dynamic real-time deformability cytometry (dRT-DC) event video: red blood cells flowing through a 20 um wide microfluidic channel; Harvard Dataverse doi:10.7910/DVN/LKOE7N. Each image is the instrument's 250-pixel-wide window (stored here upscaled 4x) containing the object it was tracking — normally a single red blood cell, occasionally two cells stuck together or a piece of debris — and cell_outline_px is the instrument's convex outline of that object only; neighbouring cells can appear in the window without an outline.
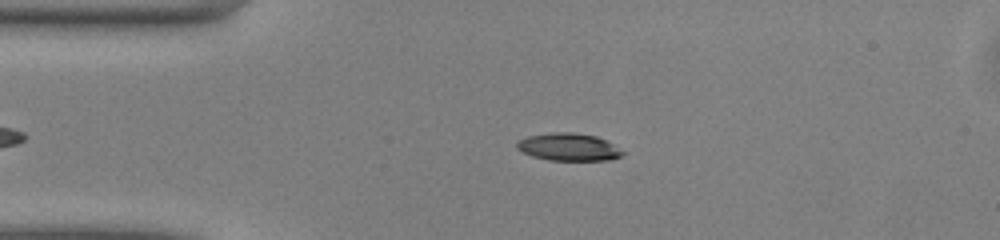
{"species": "common noctule bat (a hibernating species)", "species_latin": "Nyctalus noctula", "temperature_condition": "warm", "stored_images_in_passage": 37, "camera_frame_rate_fps": 3000, "um_per_image_px": 0.085, "animal": {"sex": "male", "body_mass_g": 13.0, "forearm_length_mm": 53.1}, "frame": {"image": 1, "passage_image": 3, "time_ms": 0.667, "image_size_px": [1000, 240], "cell_outline_px": [[624, 152], [620, 156], [608, 160], [548, 160], [532, 156], [516, 148], [516, 144], [520, 140], [528, 136], [552, 132], [572, 132], [596, 136], [612, 144]], "centroid_in_image_um": [48.3, 12.49], "position_along_channel_um": 36.7, "area_um2": 16.7}}
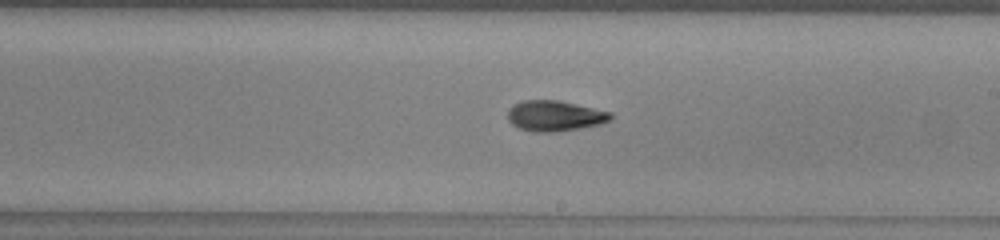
{"frame": {"image": 2, "passage_image": 20, "time_ms": 6.333, "image_size_px": [1000, 240], "cell_outline_px": [[612, 116], [608, 120], [600, 124], [580, 128], [552, 132], [532, 132], [520, 128], [512, 124], [508, 120], [508, 108], [512, 104], [524, 100], [560, 100], [612, 112]], "centroid_in_image_um": [47.12, 9.84], "position_along_channel_um": 241.9, "area_um2": 18.38}}
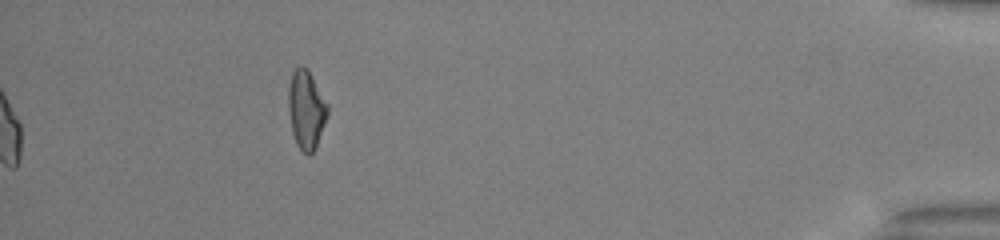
{"frame": {"image": 3, "passage_image": 37, "time_ms": 12.0, "image_size_px": [1000, 240], "cell_outline_px": [[328, 116], [316, 148], [308, 156], [296, 144], [292, 132], [288, 108], [288, 88], [292, 72], [296, 68], [308, 68], [328, 104]], "centroid_in_image_um": [26.04, 9.34], "position_along_channel_um": 409.2, "area_um2": 18.03}, "authors_computed_cell_mechanics": {"area_um2": 17.6868, "velocity_mm_per_s": 4.1263, "shape_relaxation_time_tau1_ms": 5.1268, "shape_relaxation_time_tau2_ms": 4.5525, "deformation_change_tau1": 0.174, "deformation_change_tau2": 0.1319}}